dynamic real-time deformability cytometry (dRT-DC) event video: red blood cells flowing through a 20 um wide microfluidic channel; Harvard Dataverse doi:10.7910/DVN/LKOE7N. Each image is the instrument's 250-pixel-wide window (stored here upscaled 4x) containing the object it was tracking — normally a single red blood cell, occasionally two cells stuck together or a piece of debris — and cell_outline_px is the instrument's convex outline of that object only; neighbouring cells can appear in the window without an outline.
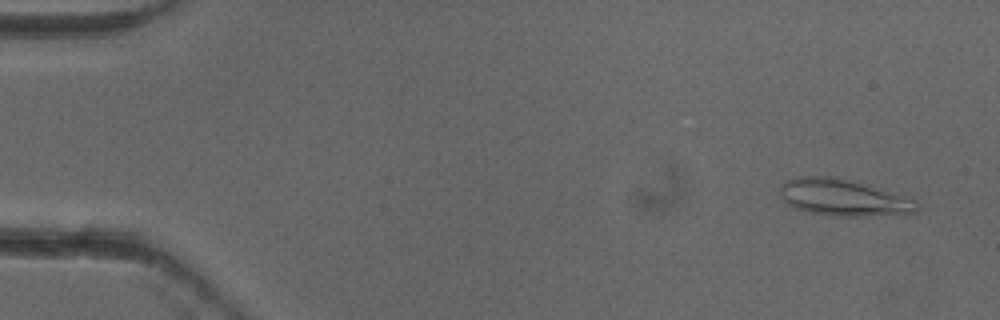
{"species": "common noctule bat (a hibernating species)", "species_latin": "Nyctalus noctula", "temperature_condition": "cold", "stored_images_in_passage": 13, "camera_frame_rate_fps": 3000, "um_per_image_px": 0.085, "animal": {"sex": "female"}, "frame": {"image": 1, "passage_image": 3, "time_ms": 0.667, "image_size_px": [1000, 320], "cell_outline_px": [[920, 208], [916, 212], [872, 216], [836, 216], [812, 212], [792, 208], [780, 196], [780, 184], [788, 180], [804, 176], [828, 176], [860, 184], [916, 200]], "centroid_in_image_um": [71.63, 16.82], "position_along_channel_um": 13.4, "area_um2": 28.44}}